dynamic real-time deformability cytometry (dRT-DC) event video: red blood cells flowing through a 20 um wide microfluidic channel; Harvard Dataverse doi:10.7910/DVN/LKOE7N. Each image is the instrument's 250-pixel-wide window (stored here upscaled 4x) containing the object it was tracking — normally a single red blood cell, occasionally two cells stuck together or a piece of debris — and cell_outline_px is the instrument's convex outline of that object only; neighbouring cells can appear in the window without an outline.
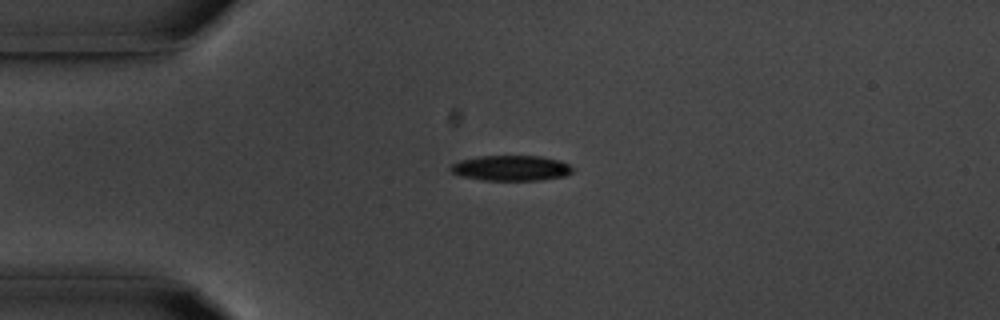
{"species": "common noctule bat (a hibernating species)", "species_latin": "Nyctalus noctula", "temperature_condition": "room temperature", "stored_images_in_passage": 34, "camera_frame_rate_fps": 3000, "um_per_image_px": 0.085, "animal": {"sex": "male", "body_mass_g": 20.1, "forearm_length_mm": 53.5}, "frame": {"image": 1, "passage_image": 1, "time_ms": 0.0, "image_size_px": [1000, 320], "cell_outline_px": [[572, 172], [564, 176], [540, 180], [484, 180], [460, 176], [452, 172], [448, 168], [452, 164], [460, 160], [476, 156], [540, 156], [560, 160], [568, 164], [572, 168]], "centroid_in_image_um": [43.41, 14.28], "position_along_channel_um": 41.6, "area_um2": 18.03}}
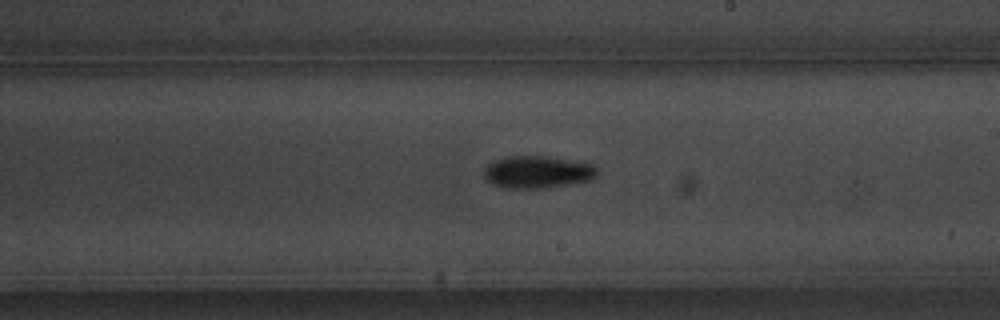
{"frame": {"image": 2, "passage_image": 19, "time_ms": 6.0, "image_size_px": [1000, 320], "cell_outline_px": [[600, 172], [592, 180], [544, 188], [508, 188], [492, 184], [484, 176], [484, 168], [488, 164], [496, 160], [508, 156], [544, 156], [592, 164]], "centroid_in_image_um": [45.7, 14.63], "position_along_channel_um": 243.3, "area_um2": 21.15}}
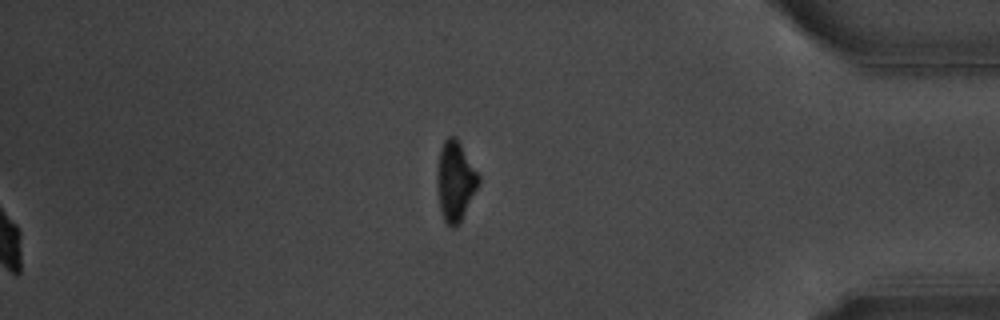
{"frame": {"image": 3, "passage_image": 34, "time_ms": 11.0, "image_size_px": [1000, 320], "cell_outline_px": [[480, 184], [460, 220], [452, 228], [444, 220], [440, 212], [436, 180], [436, 176], [440, 148], [444, 140], [448, 136], [456, 136], [480, 176]], "centroid_in_image_um": [38.69, 15.35], "position_along_channel_um": 396.5, "area_um2": 19.25}, "authors_computed_cell_mechanics": {"area_um2": 19.9699, "velocity_mm_per_s": 3.7159, "shape_relaxation_time_tau1_ms": 3.3402, "shape_relaxation_time_tau2_ms": null, "deformation_change_tau1": 0.1416, "deformation_change_tau2": null}}